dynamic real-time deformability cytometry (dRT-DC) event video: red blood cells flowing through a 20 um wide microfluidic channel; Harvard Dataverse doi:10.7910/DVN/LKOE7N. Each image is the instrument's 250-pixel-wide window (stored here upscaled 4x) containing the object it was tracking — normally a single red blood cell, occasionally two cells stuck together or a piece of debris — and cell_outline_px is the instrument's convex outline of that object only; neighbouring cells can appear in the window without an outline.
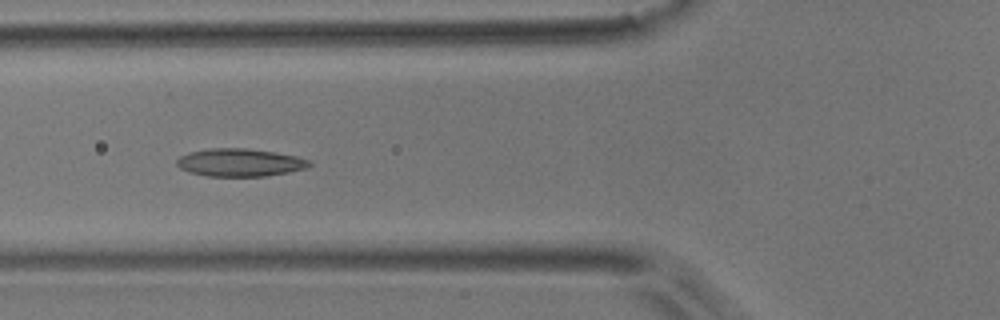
{"species": "common noctule bat (a hibernating species)", "species_latin": "Nyctalus noctula", "temperature_condition": "room temperature", "stored_images_in_passage": 8, "camera_frame_rate_fps": 3000, "um_per_image_px": 0.085, "animal": {"sex": "male", "body_mass_g": 17.9}, "frame": {"image": 1, "passage_image": 4, "time_ms": 4.333, "image_size_px": [1000, 320], "cell_outline_px": [[312, 164], [308, 168], [288, 172], [264, 176], [208, 176], [188, 172], [180, 168], [176, 164], [176, 160], [180, 156], [188, 152], [208, 148], [244, 148], [272, 152], [296, 156], [308, 160]], "centroid_in_image_um": [20.35, 13.81], "position_along_channel_um": 105.5, "area_um2": 21.44}}
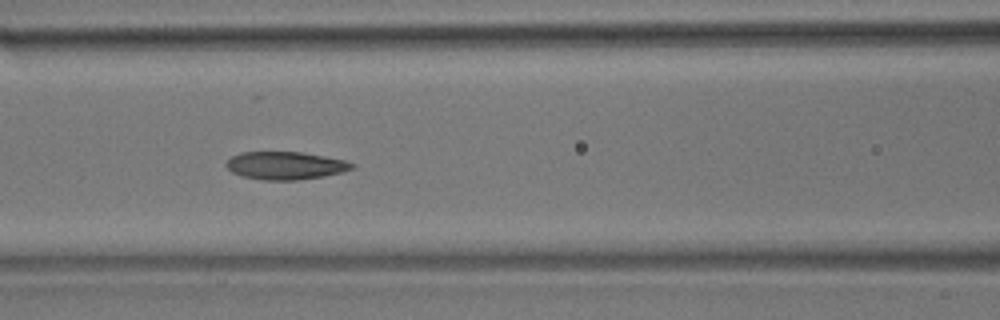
{"frame": {"image": 2, "passage_image": 5, "time_ms": 5.333, "image_size_px": [1000, 320], "cell_outline_px": [[356, 168], [324, 176], [296, 180], [264, 180], [240, 176], [232, 172], [224, 164], [232, 156], [240, 152], [300, 152], [324, 156], [344, 160], [356, 164]], "centroid_in_image_um": [24.25, 14.07], "position_along_channel_um": 142.3, "area_um2": 20.4}}
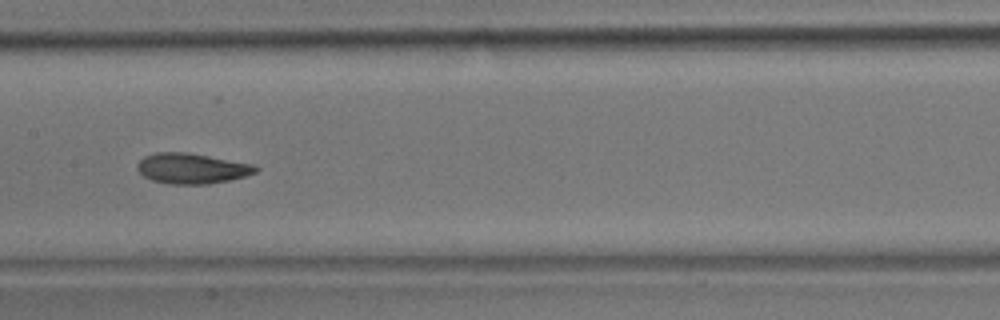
{"frame": {"image": 3, "passage_image": 6, "time_ms": 6.667, "image_size_px": [1000, 320], "cell_outline_px": [[260, 168], [256, 172], [244, 176], [228, 180], [208, 184], [168, 184], [152, 180], [144, 176], [136, 168], [136, 164], [144, 156], [156, 152], [188, 152], [252, 164]], "centroid_in_image_um": [16.27, 14.31], "position_along_channel_um": 191.1, "area_um2": 20.92}}